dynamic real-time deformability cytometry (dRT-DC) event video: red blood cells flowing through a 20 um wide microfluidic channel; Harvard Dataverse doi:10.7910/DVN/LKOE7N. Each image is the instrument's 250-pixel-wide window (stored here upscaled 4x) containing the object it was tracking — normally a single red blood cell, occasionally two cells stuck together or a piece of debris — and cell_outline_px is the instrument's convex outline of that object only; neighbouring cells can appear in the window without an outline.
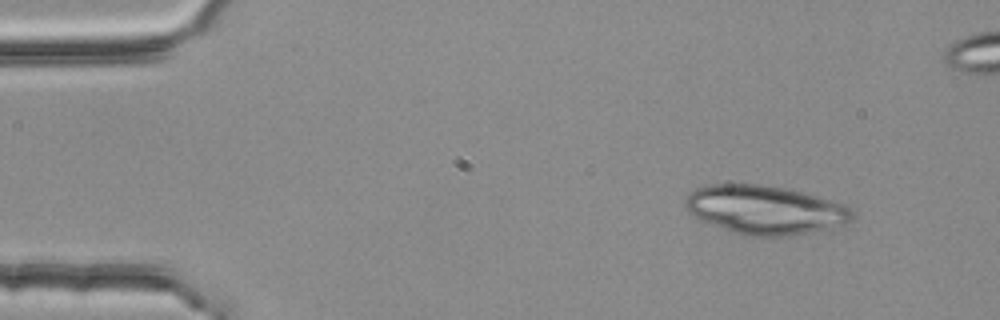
{"species": "common noctule bat (a hibernating species)", "species_latin": "Nyctalus noctula", "temperature_condition": "room temperature", "stored_images_in_passage": 4, "camera_frame_rate_fps": 3000, "um_per_image_px": 0.085, "animal": {"sex": "female", "body_mass_g": 25.1}, "frame": {"image": 1, "passage_image": 1, "time_ms": 0.0, "image_size_px": [1000, 320], "cell_outline_px": [[856, 216], [852, 220], [844, 224], [812, 232], [788, 236], [740, 236], [700, 220], [688, 212], [684, 204], [684, 200], [696, 188], [708, 184], [760, 184], [788, 188], [844, 204]], "centroid_in_image_um": [64.99, 17.84], "position_along_channel_um": 20.0, "area_um2": 47.69}}